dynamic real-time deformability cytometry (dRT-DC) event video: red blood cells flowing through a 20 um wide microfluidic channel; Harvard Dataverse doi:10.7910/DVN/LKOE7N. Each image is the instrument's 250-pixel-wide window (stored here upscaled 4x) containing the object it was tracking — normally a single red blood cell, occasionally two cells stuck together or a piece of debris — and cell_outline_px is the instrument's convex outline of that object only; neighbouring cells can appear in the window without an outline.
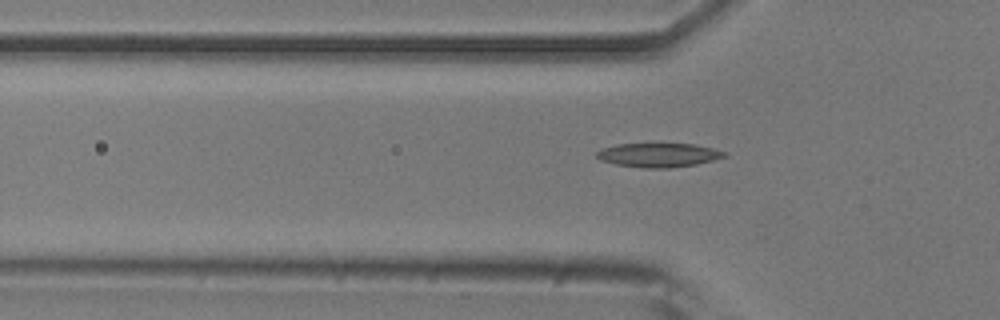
{"species": "common noctule bat (a hibernating species)", "species_latin": "Nyctalus noctula", "temperature_condition": "room temperature", "stored_images_in_passage": 50, "camera_frame_rate_fps": 3000, "um_per_image_px": 0.085, "animal": {"sex": "male", "body_mass_g": 20.5, "forearm_length_mm": 52.5}, "frame": {"image": 1, "passage_image": 17, "time_ms": 5.333, "image_size_px": [1000, 320], "cell_outline_px": [[728, 156], [696, 164], [668, 168], [644, 168], [616, 164], [600, 160], [596, 156], [596, 152], [600, 148], [616, 144], [692, 144], [712, 148], [728, 152]], "centroid_in_image_um": [55.96, 13.18], "position_along_channel_um": 69.8, "area_um2": 17.86}}
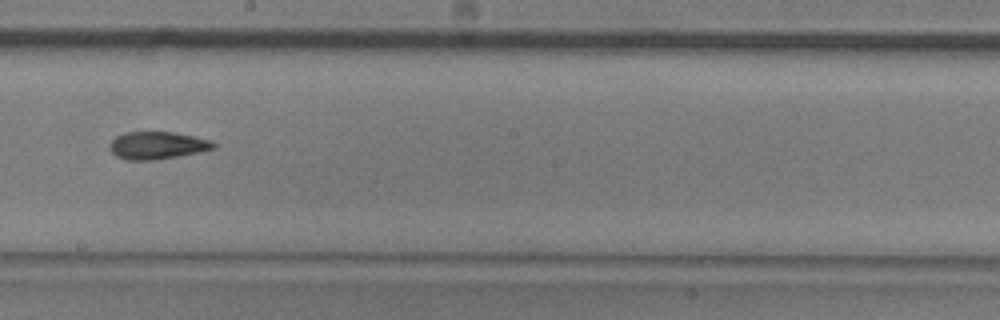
{"frame": {"image": 2, "passage_image": 30, "time_ms": 9.667, "image_size_px": [1000, 320], "cell_outline_px": [[216, 148], [200, 152], [156, 160], [128, 160], [116, 156], [108, 148], [108, 144], [116, 136], [124, 132], [172, 132], [212, 140], [216, 144]], "centroid_in_image_um": [13.36, 12.36], "position_along_channel_um": 234.8, "area_um2": 16.76}}
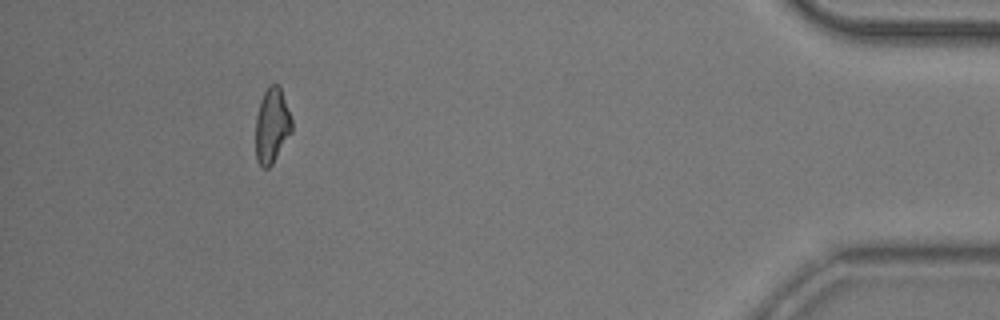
{"frame": {"image": 3, "passage_image": 49, "time_ms": 16.0, "image_size_px": [1000, 320], "cell_outline_px": [[292, 132], [272, 164], [268, 168], [264, 168], [256, 160], [256, 116], [260, 100], [268, 84], [280, 84], [292, 120]], "centroid_in_image_um": [23.12, 10.64], "position_along_channel_um": 412.1, "area_um2": 15.95}}